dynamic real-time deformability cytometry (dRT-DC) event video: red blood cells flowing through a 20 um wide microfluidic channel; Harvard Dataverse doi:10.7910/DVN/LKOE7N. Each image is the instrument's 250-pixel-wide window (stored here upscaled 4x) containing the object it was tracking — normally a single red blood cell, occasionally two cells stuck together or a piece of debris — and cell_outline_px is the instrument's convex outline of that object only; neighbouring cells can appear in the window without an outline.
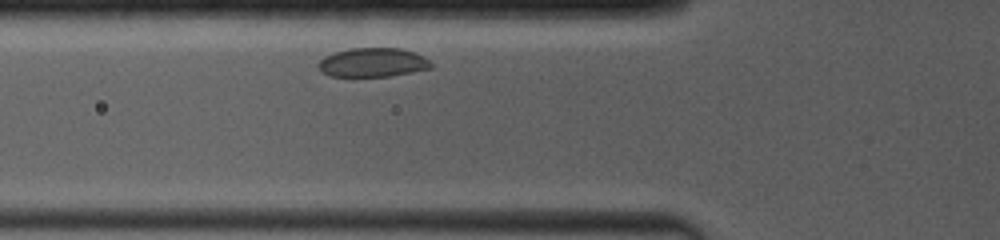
{"species": "common noctule bat (a hibernating species)", "species_latin": "Nyctalus noctula", "temperature_condition": "room temperature", "stored_images_in_passage": 2, "camera_frame_rate_fps": 4000, "um_per_image_px": 0.085, "animal": {"sex": "female", "body_mass_g": 19.0, "forearm_length_mm": 53.3}, "frame": {"image": 1, "passage_image": 2, "time_ms": 0.75, "image_size_px": [1000, 240], "cell_outline_px": [[432, 68], [388, 76], [328, 76], [320, 72], [316, 64], [324, 56], [336, 52], [352, 48], [400, 48], [424, 56], [432, 64]], "centroid_in_image_um": [31.64, 5.31], "position_along_channel_um": 94.2, "area_um2": 19.02}}